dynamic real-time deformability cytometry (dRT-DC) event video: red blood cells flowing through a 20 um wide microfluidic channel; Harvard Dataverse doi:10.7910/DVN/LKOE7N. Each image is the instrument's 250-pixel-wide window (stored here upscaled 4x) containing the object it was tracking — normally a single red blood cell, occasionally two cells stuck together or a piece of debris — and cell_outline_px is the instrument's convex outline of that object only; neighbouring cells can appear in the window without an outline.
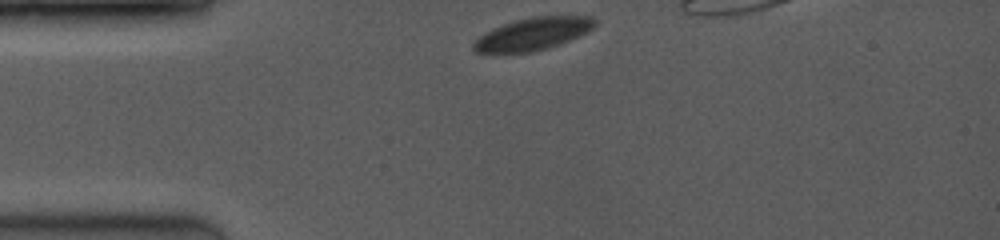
{"species": "common noctule bat (a hibernating species)", "species_latin": "Nyctalus noctula", "temperature_condition": "room temperature", "stored_images_in_passage": 40, "camera_frame_rate_fps": 3500, "um_per_image_px": 0.085, "animal": {"sex": "female", "body_mass_g": 19.0, "forearm_length_mm": 53.3}, "frame": {"image": 1, "passage_image": 1, "time_ms": 0.0, "image_size_px": [1000, 240], "cell_outline_px": [[596, 24], [592, 28], [568, 40], [548, 48], [528, 52], [476, 52], [472, 48], [472, 44], [484, 32], [492, 28], [516, 20], [532, 16], [592, 16], [596, 20]], "centroid_in_image_um": [45.27, 2.86], "position_along_channel_um": 39.7, "area_um2": 22.48}}
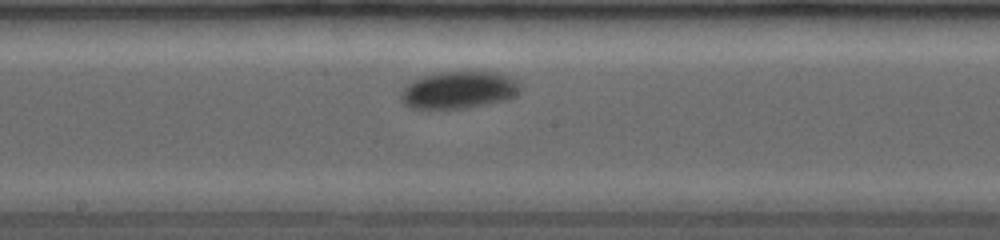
{"frame": {"image": 2, "passage_image": 16, "time_ms": 5.143, "image_size_px": [1000, 240], "cell_outline_px": [[520, 92], [508, 100], [464, 108], [412, 108], [404, 104], [400, 100], [400, 92], [412, 80], [420, 76], [440, 72], [496, 72], [508, 76], [516, 80], [520, 84]], "centroid_in_image_um": [38.99, 7.64], "position_along_channel_um": 209.2, "area_um2": 25.95}}
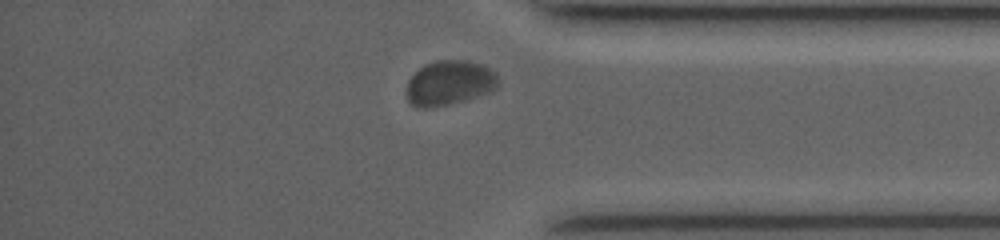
{"frame": {"image": 3, "passage_image": 34, "time_ms": 10.0, "image_size_px": [1000, 240], "cell_outline_px": [[500, 80], [496, 88], [492, 92], [464, 100], [432, 108], [420, 108], [412, 104], [408, 100], [408, 80], [424, 64], [436, 60], [468, 60], [480, 64], [496, 72]], "centroid_in_image_um": [38.24, 7.04], "position_along_channel_um": 397.0, "area_um2": 23.93}}